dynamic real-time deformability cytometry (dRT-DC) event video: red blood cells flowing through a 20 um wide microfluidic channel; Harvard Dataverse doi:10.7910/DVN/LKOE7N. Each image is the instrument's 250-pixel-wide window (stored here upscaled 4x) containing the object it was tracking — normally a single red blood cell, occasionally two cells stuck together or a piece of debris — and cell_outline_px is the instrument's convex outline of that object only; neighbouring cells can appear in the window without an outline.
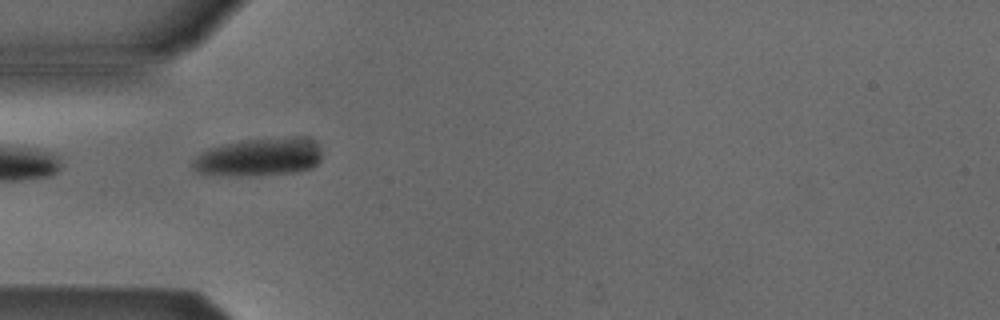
{"species": "Egyptian fruit bat (a non-hibernating species)", "species_latin": "Rousettus aegyptiacus", "temperature_condition": "cold", "stored_images_in_passage": 6, "camera_frame_rate_fps": 3000, "um_per_image_px": 0.085, "animal": {"sex": "male"}, "frame": {"image": 1, "passage_image": 4, "time_ms": 4.333, "image_size_px": [1000, 320], "cell_outline_px": [[320, 160], [312, 168], [296, 172], [236, 176], [196, 172], [192, 168], [192, 160], [200, 152], [208, 148], [224, 144], [244, 140], [292, 136], [312, 140], [320, 148]], "centroid_in_image_um": [21.99, 13.34], "position_along_channel_um": 63.0, "area_um2": 28.55}}
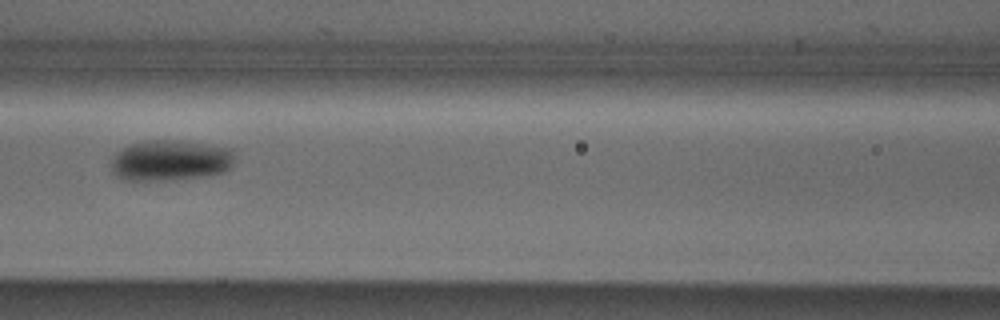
{"frame": {"image": 2, "passage_image": 6, "time_ms": 6.667, "image_size_px": [1000, 320], "cell_outline_px": [[232, 164], [224, 172], [204, 176], [168, 180], [124, 180], [116, 176], [112, 172], [112, 156], [116, 152], [128, 144], [148, 140], [180, 140], [232, 148]], "centroid_in_image_um": [14.43, 13.62], "position_along_channel_um": 152.2, "area_um2": 29.42}}